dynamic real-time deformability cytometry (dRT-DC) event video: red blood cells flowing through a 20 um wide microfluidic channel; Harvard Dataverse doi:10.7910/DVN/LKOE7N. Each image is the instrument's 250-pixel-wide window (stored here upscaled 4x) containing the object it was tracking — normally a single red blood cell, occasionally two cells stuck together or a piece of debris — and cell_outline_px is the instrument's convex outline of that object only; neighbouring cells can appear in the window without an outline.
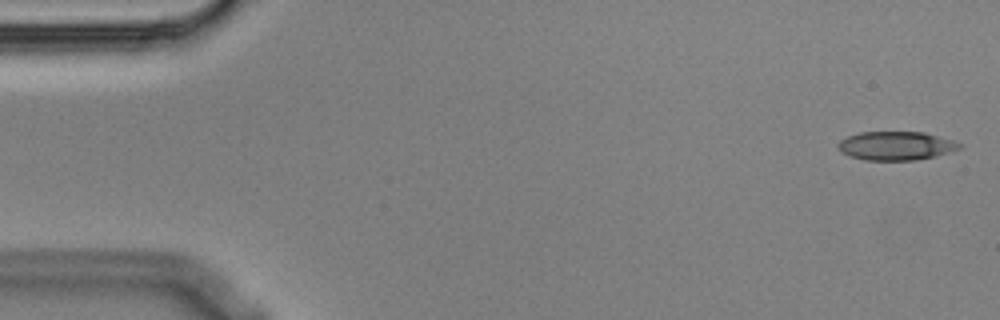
{"species": "Egyptian fruit bat (a non-hibernating species)", "species_latin": "Rousettus aegyptiacus", "temperature_condition": "cold", "stored_images_in_passage": 6, "segment_of_instrument_passage": [2, 2], "camera_frame_rate_fps": 3000, "um_per_image_px": 0.085, "animal": {"sex": "male"}, "frame": {"image": 1, "passage_image": 6, "time_ms": 1.667, "image_size_px": [1000, 320], "cell_outline_px": [[964, 144], [960, 148], [936, 156], [916, 160], [864, 160], [840, 152], [836, 148], [836, 144], [840, 140], [848, 136], [860, 132], [924, 132], [952, 140]], "centroid_in_image_um": [76.13, 12.39], "position_along_channel_um": 8.9, "area_um2": 20.35}}